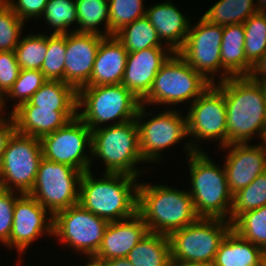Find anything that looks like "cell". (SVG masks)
Here are the masks:
<instances>
[{
	"mask_svg": "<svg viewBox=\"0 0 266 266\" xmlns=\"http://www.w3.org/2000/svg\"><path fill=\"white\" fill-rule=\"evenodd\" d=\"M165 108L166 110L159 111L155 115L152 109L146 111L147 106L141 104L137 112L140 153L146 163L151 162L150 165L163 161L162 154L166 148L171 149L172 146L180 144L184 139L187 140L183 146L185 155L189 156L195 152L187 138L186 114L183 115L182 111L179 108L175 109L174 106Z\"/></svg>",
	"mask_w": 266,
	"mask_h": 266,
	"instance_id": "52a82bcc",
	"label": "cell"
},
{
	"mask_svg": "<svg viewBox=\"0 0 266 266\" xmlns=\"http://www.w3.org/2000/svg\"><path fill=\"white\" fill-rule=\"evenodd\" d=\"M212 83L201 73L196 72L180 55L173 53L162 65L153 80L148 94L141 104L176 107L180 104L191 105ZM153 105V106H152ZM172 105V106H171Z\"/></svg>",
	"mask_w": 266,
	"mask_h": 266,
	"instance_id": "ba28073f",
	"label": "cell"
},
{
	"mask_svg": "<svg viewBox=\"0 0 266 266\" xmlns=\"http://www.w3.org/2000/svg\"><path fill=\"white\" fill-rule=\"evenodd\" d=\"M249 77L255 81L266 84V52L253 65Z\"/></svg>",
	"mask_w": 266,
	"mask_h": 266,
	"instance_id": "ee69618b",
	"label": "cell"
},
{
	"mask_svg": "<svg viewBox=\"0 0 266 266\" xmlns=\"http://www.w3.org/2000/svg\"><path fill=\"white\" fill-rule=\"evenodd\" d=\"M234 230L244 240L266 250V205L242 213L233 223Z\"/></svg>",
	"mask_w": 266,
	"mask_h": 266,
	"instance_id": "e575fe53",
	"label": "cell"
},
{
	"mask_svg": "<svg viewBox=\"0 0 266 266\" xmlns=\"http://www.w3.org/2000/svg\"><path fill=\"white\" fill-rule=\"evenodd\" d=\"M232 229V223L219 218H199L172 232L168 237L172 262H196L212 265L220 243Z\"/></svg>",
	"mask_w": 266,
	"mask_h": 266,
	"instance_id": "9c48e42d",
	"label": "cell"
},
{
	"mask_svg": "<svg viewBox=\"0 0 266 266\" xmlns=\"http://www.w3.org/2000/svg\"><path fill=\"white\" fill-rule=\"evenodd\" d=\"M0 115V163L7 141L15 131V122L11 114Z\"/></svg>",
	"mask_w": 266,
	"mask_h": 266,
	"instance_id": "7bdbcfd3",
	"label": "cell"
},
{
	"mask_svg": "<svg viewBox=\"0 0 266 266\" xmlns=\"http://www.w3.org/2000/svg\"><path fill=\"white\" fill-rule=\"evenodd\" d=\"M127 258L133 266H170L172 259L168 235L148 232Z\"/></svg>",
	"mask_w": 266,
	"mask_h": 266,
	"instance_id": "484cf974",
	"label": "cell"
},
{
	"mask_svg": "<svg viewBox=\"0 0 266 266\" xmlns=\"http://www.w3.org/2000/svg\"><path fill=\"white\" fill-rule=\"evenodd\" d=\"M245 54L247 58V76L253 65L266 52V13L257 12L244 23Z\"/></svg>",
	"mask_w": 266,
	"mask_h": 266,
	"instance_id": "1f68e13d",
	"label": "cell"
},
{
	"mask_svg": "<svg viewBox=\"0 0 266 266\" xmlns=\"http://www.w3.org/2000/svg\"><path fill=\"white\" fill-rule=\"evenodd\" d=\"M144 0H111L109 7V36L114 35L122 27L145 16Z\"/></svg>",
	"mask_w": 266,
	"mask_h": 266,
	"instance_id": "74e56055",
	"label": "cell"
},
{
	"mask_svg": "<svg viewBox=\"0 0 266 266\" xmlns=\"http://www.w3.org/2000/svg\"><path fill=\"white\" fill-rule=\"evenodd\" d=\"M186 159L191 186L188 192L199 218L230 221L233 195L229 191L224 165L218 166L205 151H195Z\"/></svg>",
	"mask_w": 266,
	"mask_h": 266,
	"instance_id": "277c9868",
	"label": "cell"
},
{
	"mask_svg": "<svg viewBox=\"0 0 266 266\" xmlns=\"http://www.w3.org/2000/svg\"><path fill=\"white\" fill-rule=\"evenodd\" d=\"M78 32L109 36V7L105 0H75ZM105 27L101 30L100 25Z\"/></svg>",
	"mask_w": 266,
	"mask_h": 266,
	"instance_id": "f546056e",
	"label": "cell"
},
{
	"mask_svg": "<svg viewBox=\"0 0 266 266\" xmlns=\"http://www.w3.org/2000/svg\"><path fill=\"white\" fill-rule=\"evenodd\" d=\"M191 21L189 32L179 55L196 72L212 84L222 81L221 43L224 26L213 25L202 16L196 23ZM219 73V74H218Z\"/></svg>",
	"mask_w": 266,
	"mask_h": 266,
	"instance_id": "9a60e30c",
	"label": "cell"
},
{
	"mask_svg": "<svg viewBox=\"0 0 266 266\" xmlns=\"http://www.w3.org/2000/svg\"><path fill=\"white\" fill-rule=\"evenodd\" d=\"M128 52L116 36L104 37L97 51L92 74L85 86L121 84Z\"/></svg>",
	"mask_w": 266,
	"mask_h": 266,
	"instance_id": "603a6c76",
	"label": "cell"
},
{
	"mask_svg": "<svg viewBox=\"0 0 266 266\" xmlns=\"http://www.w3.org/2000/svg\"><path fill=\"white\" fill-rule=\"evenodd\" d=\"M108 223L77 203L53 216V240L81 256H95Z\"/></svg>",
	"mask_w": 266,
	"mask_h": 266,
	"instance_id": "7c38bea8",
	"label": "cell"
},
{
	"mask_svg": "<svg viewBox=\"0 0 266 266\" xmlns=\"http://www.w3.org/2000/svg\"><path fill=\"white\" fill-rule=\"evenodd\" d=\"M42 158L40 138L15 130L7 141L0 163V188L29 194Z\"/></svg>",
	"mask_w": 266,
	"mask_h": 266,
	"instance_id": "30bf717a",
	"label": "cell"
},
{
	"mask_svg": "<svg viewBox=\"0 0 266 266\" xmlns=\"http://www.w3.org/2000/svg\"><path fill=\"white\" fill-rule=\"evenodd\" d=\"M40 141L44 159L67 164L83 173L92 170V130L78 116L42 136Z\"/></svg>",
	"mask_w": 266,
	"mask_h": 266,
	"instance_id": "5bb4252c",
	"label": "cell"
},
{
	"mask_svg": "<svg viewBox=\"0 0 266 266\" xmlns=\"http://www.w3.org/2000/svg\"><path fill=\"white\" fill-rule=\"evenodd\" d=\"M84 258H86V259L88 258V259L84 260L87 262H84L83 264H85V265H83V266H105L104 261L97 259L94 256H89V257L85 256Z\"/></svg>",
	"mask_w": 266,
	"mask_h": 266,
	"instance_id": "bcb514c9",
	"label": "cell"
},
{
	"mask_svg": "<svg viewBox=\"0 0 266 266\" xmlns=\"http://www.w3.org/2000/svg\"><path fill=\"white\" fill-rule=\"evenodd\" d=\"M140 106L141 101L122 84L78 90L77 116L91 130L134 120Z\"/></svg>",
	"mask_w": 266,
	"mask_h": 266,
	"instance_id": "8992f818",
	"label": "cell"
},
{
	"mask_svg": "<svg viewBox=\"0 0 266 266\" xmlns=\"http://www.w3.org/2000/svg\"><path fill=\"white\" fill-rule=\"evenodd\" d=\"M103 38L93 33L66 34L65 83L72 85L77 91L90 80L99 44Z\"/></svg>",
	"mask_w": 266,
	"mask_h": 266,
	"instance_id": "ac0fdd59",
	"label": "cell"
},
{
	"mask_svg": "<svg viewBox=\"0 0 266 266\" xmlns=\"http://www.w3.org/2000/svg\"><path fill=\"white\" fill-rule=\"evenodd\" d=\"M245 31L243 24L224 26L220 47L222 81L230 77L247 76L245 54Z\"/></svg>",
	"mask_w": 266,
	"mask_h": 266,
	"instance_id": "d4e9b609",
	"label": "cell"
},
{
	"mask_svg": "<svg viewBox=\"0 0 266 266\" xmlns=\"http://www.w3.org/2000/svg\"><path fill=\"white\" fill-rule=\"evenodd\" d=\"M25 25L7 4L0 10V51H15Z\"/></svg>",
	"mask_w": 266,
	"mask_h": 266,
	"instance_id": "f35d334b",
	"label": "cell"
},
{
	"mask_svg": "<svg viewBox=\"0 0 266 266\" xmlns=\"http://www.w3.org/2000/svg\"><path fill=\"white\" fill-rule=\"evenodd\" d=\"M172 54L168 47H152L128 53L121 84L141 101L151 89L156 74Z\"/></svg>",
	"mask_w": 266,
	"mask_h": 266,
	"instance_id": "d6986e66",
	"label": "cell"
},
{
	"mask_svg": "<svg viewBox=\"0 0 266 266\" xmlns=\"http://www.w3.org/2000/svg\"><path fill=\"white\" fill-rule=\"evenodd\" d=\"M170 266H212L206 263H196V262H172Z\"/></svg>",
	"mask_w": 266,
	"mask_h": 266,
	"instance_id": "7dc6e473",
	"label": "cell"
},
{
	"mask_svg": "<svg viewBox=\"0 0 266 266\" xmlns=\"http://www.w3.org/2000/svg\"><path fill=\"white\" fill-rule=\"evenodd\" d=\"M233 143L218 149L225 150L224 168L229 191L247 187L257 176L266 171V153L261 143ZM227 148V150H226Z\"/></svg>",
	"mask_w": 266,
	"mask_h": 266,
	"instance_id": "e0dca14e",
	"label": "cell"
},
{
	"mask_svg": "<svg viewBox=\"0 0 266 266\" xmlns=\"http://www.w3.org/2000/svg\"><path fill=\"white\" fill-rule=\"evenodd\" d=\"M259 12L266 13V0H256Z\"/></svg>",
	"mask_w": 266,
	"mask_h": 266,
	"instance_id": "c3c4849f",
	"label": "cell"
},
{
	"mask_svg": "<svg viewBox=\"0 0 266 266\" xmlns=\"http://www.w3.org/2000/svg\"><path fill=\"white\" fill-rule=\"evenodd\" d=\"M11 115L18 133L41 138L65 126L77 116V111H53L34 106L28 101L22 103Z\"/></svg>",
	"mask_w": 266,
	"mask_h": 266,
	"instance_id": "7402d4cb",
	"label": "cell"
},
{
	"mask_svg": "<svg viewBox=\"0 0 266 266\" xmlns=\"http://www.w3.org/2000/svg\"><path fill=\"white\" fill-rule=\"evenodd\" d=\"M6 0H0V10L6 5Z\"/></svg>",
	"mask_w": 266,
	"mask_h": 266,
	"instance_id": "f907efd6",
	"label": "cell"
},
{
	"mask_svg": "<svg viewBox=\"0 0 266 266\" xmlns=\"http://www.w3.org/2000/svg\"><path fill=\"white\" fill-rule=\"evenodd\" d=\"M41 18L47 23L46 27L53 30L51 34L78 32L75 0H48ZM71 26H74V29H71Z\"/></svg>",
	"mask_w": 266,
	"mask_h": 266,
	"instance_id": "4dcf8cb0",
	"label": "cell"
},
{
	"mask_svg": "<svg viewBox=\"0 0 266 266\" xmlns=\"http://www.w3.org/2000/svg\"><path fill=\"white\" fill-rule=\"evenodd\" d=\"M93 170L80 180L79 204L108 222L120 221L137 213L139 178L126 174L103 173L95 178Z\"/></svg>",
	"mask_w": 266,
	"mask_h": 266,
	"instance_id": "7a4b0ae2",
	"label": "cell"
},
{
	"mask_svg": "<svg viewBox=\"0 0 266 266\" xmlns=\"http://www.w3.org/2000/svg\"><path fill=\"white\" fill-rule=\"evenodd\" d=\"M148 232L147 225L138 213L124 220L109 222L94 257L102 261L127 257Z\"/></svg>",
	"mask_w": 266,
	"mask_h": 266,
	"instance_id": "44dd1931",
	"label": "cell"
},
{
	"mask_svg": "<svg viewBox=\"0 0 266 266\" xmlns=\"http://www.w3.org/2000/svg\"><path fill=\"white\" fill-rule=\"evenodd\" d=\"M53 237V216L32 196L21 194L15 201L8 249L17 251L15 266L22 265L25 250L40 237Z\"/></svg>",
	"mask_w": 266,
	"mask_h": 266,
	"instance_id": "2e32d148",
	"label": "cell"
},
{
	"mask_svg": "<svg viewBox=\"0 0 266 266\" xmlns=\"http://www.w3.org/2000/svg\"><path fill=\"white\" fill-rule=\"evenodd\" d=\"M145 16L156 29L164 46L173 53H178L183 48L192 17L183 14L171 0L151 4L146 8Z\"/></svg>",
	"mask_w": 266,
	"mask_h": 266,
	"instance_id": "ffe728a7",
	"label": "cell"
},
{
	"mask_svg": "<svg viewBox=\"0 0 266 266\" xmlns=\"http://www.w3.org/2000/svg\"><path fill=\"white\" fill-rule=\"evenodd\" d=\"M21 194L0 188V245L8 249L14 218V205Z\"/></svg>",
	"mask_w": 266,
	"mask_h": 266,
	"instance_id": "ab89813d",
	"label": "cell"
},
{
	"mask_svg": "<svg viewBox=\"0 0 266 266\" xmlns=\"http://www.w3.org/2000/svg\"><path fill=\"white\" fill-rule=\"evenodd\" d=\"M187 106V132L192 149L206 151L200 144L204 141H217L220 148L226 146L227 109L223 92L212 84Z\"/></svg>",
	"mask_w": 266,
	"mask_h": 266,
	"instance_id": "8fae6325",
	"label": "cell"
},
{
	"mask_svg": "<svg viewBox=\"0 0 266 266\" xmlns=\"http://www.w3.org/2000/svg\"><path fill=\"white\" fill-rule=\"evenodd\" d=\"M29 102L39 108L53 111H77L78 91L64 81L47 80Z\"/></svg>",
	"mask_w": 266,
	"mask_h": 266,
	"instance_id": "4316f807",
	"label": "cell"
},
{
	"mask_svg": "<svg viewBox=\"0 0 266 266\" xmlns=\"http://www.w3.org/2000/svg\"><path fill=\"white\" fill-rule=\"evenodd\" d=\"M82 174V171L67 164L42 158L29 195L54 216L57 212L79 203Z\"/></svg>",
	"mask_w": 266,
	"mask_h": 266,
	"instance_id": "4fadbf2b",
	"label": "cell"
},
{
	"mask_svg": "<svg viewBox=\"0 0 266 266\" xmlns=\"http://www.w3.org/2000/svg\"><path fill=\"white\" fill-rule=\"evenodd\" d=\"M104 265L105 266H133L127 257L105 260Z\"/></svg>",
	"mask_w": 266,
	"mask_h": 266,
	"instance_id": "f6af8a7d",
	"label": "cell"
},
{
	"mask_svg": "<svg viewBox=\"0 0 266 266\" xmlns=\"http://www.w3.org/2000/svg\"><path fill=\"white\" fill-rule=\"evenodd\" d=\"M223 92L227 109V145L262 139L266 129V84L249 76L215 83Z\"/></svg>",
	"mask_w": 266,
	"mask_h": 266,
	"instance_id": "6da1fadb",
	"label": "cell"
},
{
	"mask_svg": "<svg viewBox=\"0 0 266 266\" xmlns=\"http://www.w3.org/2000/svg\"><path fill=\"white\" fill-rule=\"evenodd\" d=\"M20 67L15 51H0V98L2 99L17 80Z\"/></svg>",
	"mask_w": 266,
	"mask_h": 266,
	"instance_id": "60d3db41",
	"label": "cell"
},
{
	"mask_svg": "<svg viewBox=\"0 0 266 266\" xmlns=\"http://www.w3.org/2000/svg\"><path fill=\"white\" fill-rule=\"evenodd\" d=\"M102 161L103 173L139 177L149 172L137 165L146 163L140 153L136 119L92 130L91 161ZM140 163V164H139Z\"/></svg>",
	"mask_w": 266,
	"mask_h": 266,
	"instance_id": "5b68a950",
	"label": "cell"
},
{
	"mask_svg": "<svg viewBox=\"0 0 266 266\" xmlns=\"http://www.w3.org/2000/svg\"><path fill=\"white\" fill-rule=\"evenodd\" d=\"M66 34L47 35V53L41 71L47 80L65 82Z\"/></svg>",
	"mask_w": 266,
	"mask_h": 266,
	"instance_id": "8d00e7d4",
	"label": "cell"
},
{
	"mask_svg": "<svg viewBox=\"0 0 266 266\" xmlns=\"http://www.w3.org/2000/svg\"><path fill=\"white\" fill-rule=\"evenodd\" d=\"M137 213L149 232L170 235L199 219L188 190L139 182Z\"/></svg>",
	"mask_w": 266,
	"mask_h": 266,
	"instance_id": "3957f363",
	"label": "cell"
},
{
	"mask_svg": "<svg viewBox=\"0 0 266 266\" xmlns=\"http://www.w3.org/2000/svg\"><path fill=\"white\" fill-rule=\"evenodd\" d=\"M47 81L41 70L20 69L17 80L13 83L9 92L1 99V114L9 107L7 104L13 99V109L6 112L11 114L22 103L28 102L32 95ZM10 99V100H8ZM17 100V101H15ZM8 105V106H7Z\"/></svg>",
	"mask_w": 266,
	"mask_h": 266,
	"instance_id": "d6a6232c",
	"label": "cell"
},
{
	"mask_svg": "<svg viewBox=\"0 0 266 266\" xmlns=\"http://www.w3.org/2000/svg\"><path fill=\"white\" fill-rule=\"evenodd\" d=\"M212 266H266L265 251L231 229L220 243Z\"/></svg>",
	"mask_w": 266,
	"mask_h": 266,
	"instance_id": "cb8c5ba5",
	"label": "cell"
},
{
	"mask_svg": "<svg viewBox=\"0 0 266 266\" xmlns=\"http://www.w3.org/2000/svg\"><path fill=\"white\" fill-rule=\"evenodd\" d=\"M48 0H6L7 5L26 23L39 20L43 15Z\"/></svg>",
	"mask_w": 266,
	"mask_h": 266,
	"instance_id": "b9f144b4",
	"label": "cell"
},
{
	"mask_svg": "<svg viewBox=\"0 0 266 266\" xmlns=\"http://www.w3.org/2000/svg\"><path fill=\"white\" fill-rule=\"evenodd\" d=\"M264 205H266V171L233 195L230 222L233 223L242 213Z\"/></svg>",
	"mask_w": 266,
	"mask_h": 266,
	"instance_id": "d590c367",
	"label": "cell"
},
{
	"mask_svg": "<svg viewBox=\"0 0 266 266\" xmlns=\"http://www.w3.org/2000/svg\"><path fill=\"white\" fill-rule=\"evenodd\" d=\"M261 140L262 141H260V143H261V145L264 148V151L266 153V129H265V131L263 133V136H262V139Z\"/></svg>",
	"mask_w": 266,
	"mask_h": 266,
	"instance_id": "681fc988",
	"label": "cell"
},
{
	"mask_svg": "<svg viewBox=\"0 0 266 266\" xmlns=\"http://www.w3.org/2000/svg\"><path fill=\"white\" fill-rule=\"evenodd\" d=\"M114 36L123 44L128 53L152 47H166L158 38L156 29L146 16L125 25Z\"/></svg>",
	"mask_w": 266,
	"mask_h": 266,
	"instance_id": "f1b7e54d",
	"label": "cell"
},
{
	"mask_svg": "<svg viewBox=\"0 0 266 266\" xmlns=\"http://www.w3.org/2000/svg\"><path fill=\"white\" fill-rule=\"evenodd\" d=\"M259 12L256 0H218L202 17L213 25L243 24Z\"/></svg>",
	"mask_w": 266,
	"mask_h": 266,
	"instance_id": "83f0119b",
	"label": "cell"
},
{
	"mask_svg": "<svg viewBox=\"0 0 266 266\" xmlns=\"http://www.w3.org/2000/svg\"><path fill=\"white\" fill-rule=\"evenodd\" d=\"M47 34L43 31V33L22 35L15 48L20 69L41 70L47 53Z\"/></svg>",
	"mask_w": 266,
	"mask_h": 266,
	"instance_id": "836d02e7",
	"label": "cell"
}]
</instances>
